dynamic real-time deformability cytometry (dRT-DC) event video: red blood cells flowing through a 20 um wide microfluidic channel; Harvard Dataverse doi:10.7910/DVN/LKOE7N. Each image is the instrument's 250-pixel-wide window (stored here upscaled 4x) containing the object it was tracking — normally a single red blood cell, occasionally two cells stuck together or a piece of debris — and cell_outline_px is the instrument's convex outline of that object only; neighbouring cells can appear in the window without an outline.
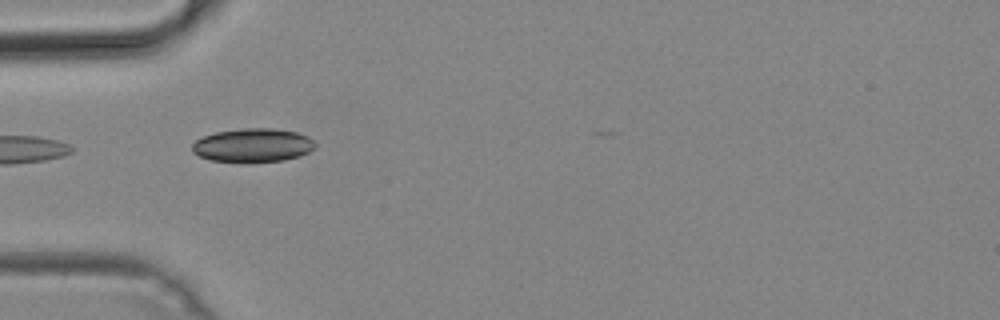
{"species": "common noctule bat (a hibernating species)", "species_latin": "Nyctalus noctula", "temperature_condition": "cold", "stored_images_in_passage": 22, "camera_frame_rate_fps": 3000, "um_per_image_px": 0.085, "animal": {"sex": "male", "body_mass_g": 19.2, "forearm_length_mm": 51.8}, "frame": {"image": 1, "passage_image": 1, "time_ms": 0.0, "image_size_px": [1000, 320], "cell_outline_px": [[316, 148], [300, 156], [284, 160], [248, 164], [212, 160], [200, 156], [192, 152], [192, 144], [196, 140], [204, 136], [216, 132], [244, 128], [272, 128], [296, 132], [308, 136], [316, 144]], "centroid_in_image_um": [21.5, 12.37], "position_along_channel_um": 63.5, "area_um2": 24.57}}